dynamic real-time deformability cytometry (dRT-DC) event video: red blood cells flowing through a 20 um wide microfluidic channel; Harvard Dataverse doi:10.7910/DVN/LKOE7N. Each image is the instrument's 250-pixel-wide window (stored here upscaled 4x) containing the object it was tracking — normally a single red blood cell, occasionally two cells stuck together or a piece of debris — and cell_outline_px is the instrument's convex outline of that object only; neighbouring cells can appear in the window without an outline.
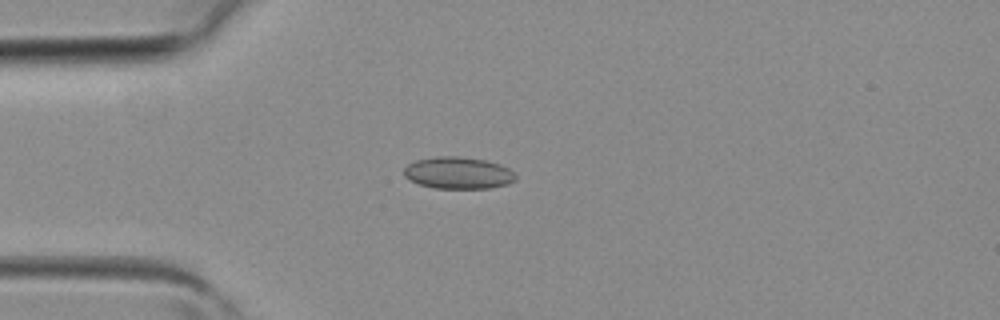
{"species": "common noctule bat (a hibernating species)", "species_latin": "Nyctalus noctula", "temperature_condition": "room temperature", "stored_images_in_passage": 3, "camera_frame_rate_fps": 3000, "um_per_image_px": 0.085, "animal": {"sex": "female", "body_mass_g": 19.3, "forearm_length_mm": 54.1}, "frame": {"image": 1, "passage_image": 2, "time_ms": 0.333, "image_size_px": [1000, 320], "cell_outline_px": [[516, 180], [508, 184], [492, 188], [432, 188], [408, 180], [404, 176], [404, 168], [408, 164], [416, 160], [436, 156], [460, 156], [488, 160], [500, 164], [508, 168], [516, 176]], "centroid_in_image_um": [38.95, 14.69], "position_along_channel_um": 46.1, "area_um2": 20.98}}